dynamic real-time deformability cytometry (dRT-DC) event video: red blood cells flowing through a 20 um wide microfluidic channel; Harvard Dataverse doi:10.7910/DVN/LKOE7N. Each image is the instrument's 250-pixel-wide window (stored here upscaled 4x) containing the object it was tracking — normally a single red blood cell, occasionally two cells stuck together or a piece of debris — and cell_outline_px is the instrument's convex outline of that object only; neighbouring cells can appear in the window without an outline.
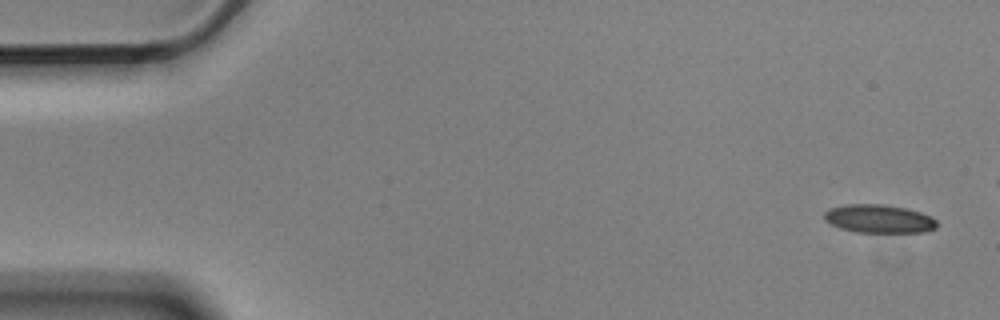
{"species": "Egyptian fruit bat (a non-hibernating species)", "species_latin": "Rousettus aegyptiacus", "temperature_condition": "cold", "stored_images_in_passage": 6, "camera_frame_rate_fps": 3000, "um_per_image_px": 0.085, "animal": {"sex": "male"}, "frame": {"image": 1, "passage_image": 1, "time_ms": 0.0, "image_size_px": [1000, 320], "cell_outline_px": [[936, 228], [924, 232], [856, 232], [840, 228], [824, 220], [824, 212], [832, 208], [848, 204], [884, 204], [908, 208], [932, 216], [936, 220]], "centroid_in_image_um": [74.73, 18.59], "position_along_channel_um": 10.3, "area_um2": 18.61}}
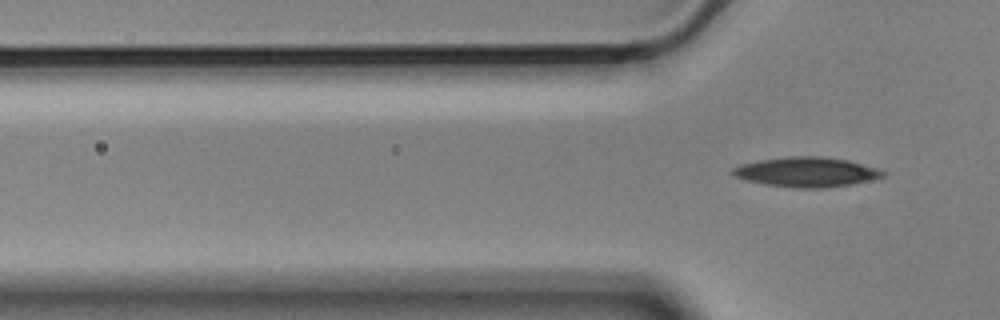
{"frame": {"image": 2, "passage_image": 6, "time_ms": 1.667, "image_size_px": [1000, 320], "cell_outline_px": [[888, 172], [884, 176], [872, 180], [852, 184], [824, 188], [800, 188], [764, 184], [732, 176], [728, 172], [732, 168], [740, 164], [760, 160], [788, 156], [824, 156], [848, 160], [876, 168]], "centroid_in_image_um": [68.54, 14.62], "position_along_channel_um": 57.3, "area_um2": 26.24}}